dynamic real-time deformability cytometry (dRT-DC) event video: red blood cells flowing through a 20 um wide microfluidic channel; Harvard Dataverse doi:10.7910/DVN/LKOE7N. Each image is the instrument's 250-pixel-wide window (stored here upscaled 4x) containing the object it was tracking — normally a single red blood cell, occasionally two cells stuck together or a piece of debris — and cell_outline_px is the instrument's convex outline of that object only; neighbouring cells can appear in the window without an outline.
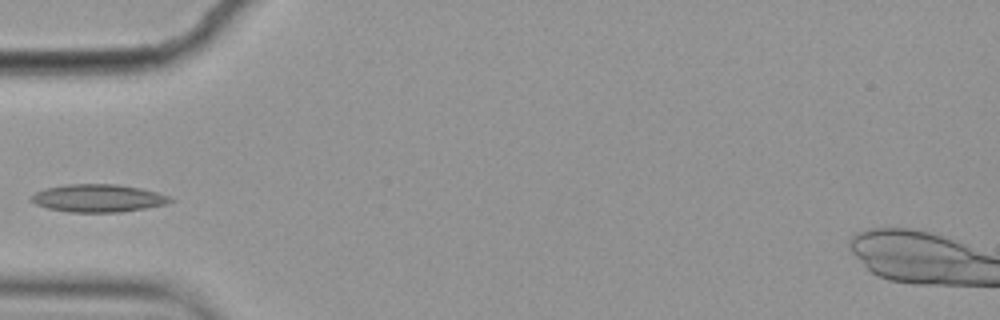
{"species": "common noctule bat (a hibernating species)", "species_latin": "Nyctalus noctula", "temperature_condition": "cold", "stored_images_in_passage": 6, "camera_frame_rate_fps": 3000, "um_per_image_px": 0.085, "animal": {"sex": "female", "body_mass_g": 19.9}, "frame": {"image": 1, "passage_image": 3, "time_ms": 0.667, "image_size_px": [1000, 320], "cell_outline_px": [[176, 200], [164, 204], [144, 208], [120, 212], [68, 212], [48, 208], [36, 204], [28, 200], [28, 196], [32, 192], [44, 188], [68, 184], [116, 184], [140, 188], [156, 192], [168, 196]], "centroid_in_image_um": [8.25, 16.84], "position_along_channel_um": 76.7, "area_um2": 22.6}}
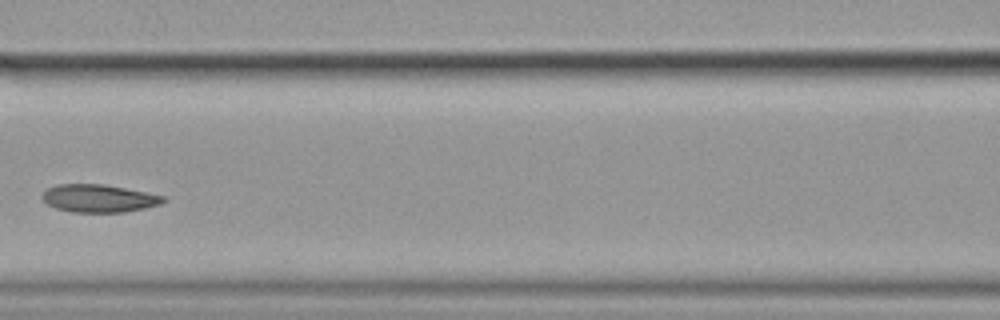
{"frame": {"image": 2, "passage_image": 5, "time_ms": 1.333, "image_size_px": [1000, 320], "cell_outline_px": [[164, 200], [160, 204], [144, 208], [124, 212], [72, 212], [56, 208], [48, 204], [40, 196], [48, 188], [56, 184], [104, 184], [164, 196]], "centroid_in_image_um": [8.36, 16.86], "position_along_channel_um": 158.2, "area_um2": 19.36}}
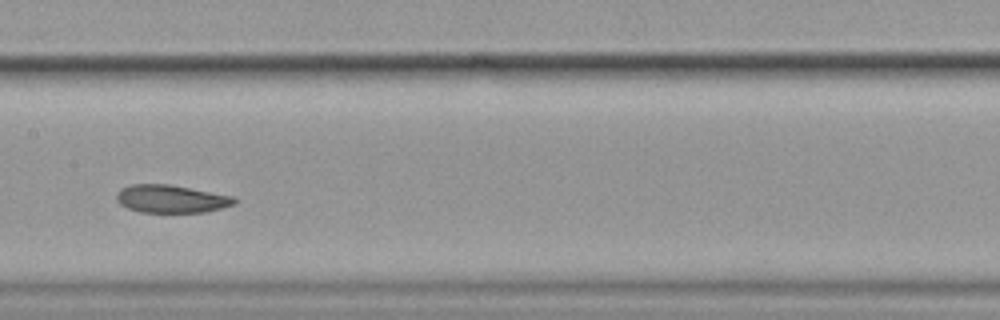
{"frame": {"image": 3, "passage_image": 6, "time_ms": 1.667, "image_size_px": [1000, 320], "cell_outline_px": [[236, 204], [224, 208], [204, 212], [140, 212], [128, 208], [120, 204], [116, 200], [116, 192], [120, 188], [132, 184], [168, 184], [236, 196]], "centroid_in_image_um": [14.57, 16.9], "position_along_channel_um": 192.8, "area_um2": 19.36}}